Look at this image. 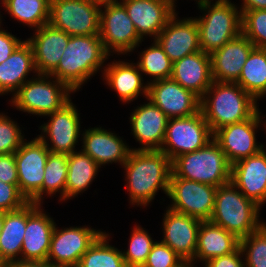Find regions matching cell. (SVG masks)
<instances>
[{"label":"cell","instance_id":"30","mask_svg":"<svg viewBox=\"0 0 266 267\" xmlns=\"http://www.w3.org/2000/svg\"><path fill=\"white\" fill-rule=\"evenodd\" d=\"M27 225V204L22 208L4 212L0 233V260L8 263L21 260L22 243Z\"/></svg>","mask_w":266,"mask_h":267},{"label":"cell","instance_id":"17","mask_svg":"<svg viewBox=\"0 0 266 267\" xmlns=\"http://www.w3.org/2000/svg\"><path fill=\"white\" fill-rule=\"evenodd\" d=\"M202 220L178 213L168 208L163 218V239L161 242L168 245L187 264L195 256L198 232Z\"/></svg>","mask_w":266,"mask_h":267},{"label":"cell","instance_id":"50","mask_svg":"<svg viewBox=\"0 0 266 267\" xmlns=\"http://www.w3.org/2000/svg\"><path fill=\"white\" fill-rule=\"evenodd\" d=\"M97 1H99V2H113V1H118V0H97Z\"/></svg>","mask_w":266,"mask_h":267},{"label":"cell","instance_id":"49","mask_svg":"<svg viewBox=\"0 0 266 267\" xmlns=\"http://www.w3.org/2000/svg\"><path fill=\"white\" fill-rule=\"evenodd\" d=\"M3 223H4V212L0 211V233L3 227Z\"/></svg>","mask_w":266,"mask_h":267},{"label":"cell","instance_id":"15","mask_svg":"<svg viewBox=\"0 0 266 267\" xmlns=\"http://www.w3.org/2000/svg\"><path fill=\"white\" fill-rule=\"evenodd\" d=\"M71 101L61 109L47 115L50 117L49 121L40 126L43 133L37 137L42 140L50 153L69 155L75 151L79 135H81L80 117L78 110ZM47 137L50 144L47 142Z\"/></svg>","mask_w":266,"mask_h":267},{"label":"cell","instance_id":"47","mask_svg":"<svg viewBox=\"0 0 266 267\" xmlns=\"http://www.w3.org/2000/svg\"><path fill=\"white\" fill-rule=\"evenodd\" d=\"M266 9V0H243L240 7L241 14L247 10Z\"/></svg>","mask_w":266,"mask_h":267},{"label":"cell","instance_id":"44","mask_svg":"<svg viewBox=\"0 0 266 267\" xmlns=\"http://www.w3.org/2000/svg\"><path fill=\"white\" fill-rule=\"evenodd\" d=\"M242 257L243 253L239 247L233 253L209 259L204 263V267H246L245 260H242Z\"/></svg>","mask_w":266,"mask_h":267},{"label":"cell","instance_id":"46","mask_svg":"<svg viewBox=\"0 0 266 267\" xmlns=\"http://www.w3.org/2000/svg\"><path fill=\"white\" fill-rule=\"evenodd\" d=\"M6 267H55L48 261H21L16 260L6 263Z\"/></svg>","mask_w":266,"mask_h":267},{"label":"cell","instance_id":"20","mask_svg":"<svg viewBox=\"0 0 266 267\" xmlns=\"http://www.w3.org/2000/svg\"><path fill=\"white\" fill-rule=\"evenodd\" d=\"M134 24L135 30L143 40L144 36L156 39L169 19L176 13L166 0H122Z\"/></svg>","mask_w":266,"mask_h":267},{"label":"cell","instance_id":"5","mask_svg":"<svg viewBox=\"0 0 266 267\" xmlns=\"http://www.w3.org/2000/svg\"><path fill=\"white\" fill-rule=\"evenodd\" d=\"M202 1L197 7L203 16L194 17L203 52L211 54L242 33V14L230 0Z\"/></svg>","mask_w":266,"mask_h":267},{"label":"cell","instance_id":"14","mask_svg":"<svg viewBox=\"0 0 266 267\" xmlns=\"http://www.w3.org/2000/svg\"><path fill=\"white\" fill-rule=\"evenodd\" d=\"M55 225L47 261L55 267L77 266L80 258L103 233L87 226L58 229Z\"/></svg>","mask_w":266,"mask_h":267},{"label":"cell","instance_id":"10","mask_svg":"<svg viewBox=\"0 0 266 267\" xmlns=\"http://www.w3.org/2000/svg\"><path fill=\"white\" fill-rule=\"evenodd\" d=\"M99 36L109 55L132 52L143 41L120 1L101 3Z\"/></svg>","mask_w":266,"mask_h":267},{"label":"cell","instance_id":"39","mask_svg":"<svg viewBox=\"0 0 266 267\" xmlns=\"http://www.w3.org/2000/svg\"><path fill=\"white\" fill-rule=\"evenodd\" d=\"M241 25L242 34L256 48L266 49V9L244 11Z\"/></svg>","mask_w":266,"mask_h":267},{"label":"cell","instance_id":"8","mask_svg":"<svg viewBox=\"0 0 266 267\" xmlns=\"http://www.w3.org/2000/svg\"><path fill=\"white\" fill-rule=\"evenodd\" d=\"M100 9L97 0H50L48 23L69 36L99 35Z\"/></svg>","mask_w":266,"mask_h":267},{"label":"cell","instance_id":"38","mask_svg":"<svg viewBox=\"0 0 266 267\" xmlns=\"http://www.w3.org/2000/svg\"><path fill=\"white\" fill-rule=\"evenodd\" d=\"M240 248L246 267H266V223L240 239Z\"/></svg>","mask_w":266,"mask_h":267},{"label":"cell","instance_id":"9","mask_svg":"<svg viewBox=\"0 0 266 267\" xmlns=\"http://www.w3.org/2000/svg\"><path fill=\"white\" fill-rule=\"evenodd\" d=\"M213 139V133L201 110L188 117L169 118L161 151L171 161L179 155L194 152Z\"/></svg>","mask_w":266,"mask_h":267},{"label":"cell","instance_id":"36","mask_svg":"<svg viewBox=\"0 0 266 267\" xmlns=\"http://www.w3.org/2000/svg\"><path fill=\"white\" fill-rule=\"evenodd\" d=\"M139 56L136 64L141 73L152 76L151 82L171 78L173 63L156 40Z\"/></svg>","mask_w":266,"mask_h":267},{"label":"cell","instance_id":"34","mask_svg":"<svg viewBox=\"0 0 266 267\" xmlns=\"http://www.w3.org/2000/svg\"><path fill=\"white\" fill-rule=\"evenodd\" d=\"M109 234L103 232L83 254L78 267H127L122 250L109 244Z\"/></svg>","mask_w":266,"mask_h":267},{"label":"cell","instance_id":"18","mask_svg":"<svg viewBox=\"0 0 266 267\" xmlns=\"http://www.w3.org/2000/svg\"><path fill=\"white\" fill-rule=\"evenodd\" d=\"M41 205L27 203V225L21 250V261H47L56 223L44 213Z\"/></svg>","mask_w":266,"mask_h":267},{"label":"cell","instance_id":"4","mask_svg":"<svg viewBox=\"0 0 266 267\" xmlns=\"http://www.w3.org/2000/svg\"><path fill=\"white\" fill-rule=\"evenodd\" d=\"M260 209L232 183L217 187L210 221L234 234L239 240L258 230Z\"/></svg>","mask_w":266,"mask_h":267},{"label":"cell","instance_id":"45","mask_svg":"<svg viewBox=\"0 0 266 267\" xmlns=\"http://www.w3.org/2000/svg\"><path fill=\"white\" fill-rule=\"evenodd\" d=\"M23 41L7 30H3L0 24V64L8 59Z\"/></svg>","mask_w":266,"mask_h":267},{"label":"cell","instance_id":"25","mask_svg":"<svg viewBox=\"0 0 266 267\" xmlns=\"http://www.w3.org/2000/svg\"><path fill=\"white\" fill-rule=\"evenodd\" d=\"M82 148L100 167L109 163H120L122 166L131 148L115 133L102 127L90 128L81 134Z\"/></svg>","mask_w":266,"mask_h":267},{"label":"cell","instance_id":"21","mask_svg":"<svg viewBox=\"0 0 266 267\" xmlns=\"http://www.w3.org/2000/svg\"><path fill=\"white\" fill-rule=\"evenodd\" d=\"M231 182L262 208L266 203V150L232 164Z\"/></svg>","mask_w":266,"mask_h":267},{"label":"cell","instance_id":"23","mask_svg":"<svg viewBox=\"0 0 266 267\" xmlns=\"http://www.w3.org/2000/svg\"><path fill=\"white\" fill-rule=\"evenodd\" d=\"M35 31V34L26 41L33 50L37 74L50 75L57 68L70 36L49 23Z\"/></svg>","mask_w":266,"mask_h":267},{"label":"cell","instance_id":"29","mask_svg":"<svg viewBox=\"0 0 266 267\" xmlns=\"http://www.w3.org/2000/svg\"><path fill=\"white\" fill-rule=\"evenodd\" d=\"M31 71L37 74L33 50L31 45L24 40L9 58L0 64V95L8 94V92L13 95L28 81L27 76Z\"/></svg>","mask_w":266,"mask_h":267},{"label":"cell","instance_id":"2","mask_svg":"<svg viewBox=\"0 0 266 267\" xmlns=\"http://www.w3.org/2000/svg\"><path fill=\"white\" fill-rule=\"evenodd\" d=\"M257 107V100L251 94L230 82L213 81L200 102V110L212 133L225 125L249 119Z\"/></svg>","mask_w":266,"mask_h":267},{"label":"cell","instance_id":"6","mask_svg":"<svg viewBox=\"0 0 266 267\" xmlns=\"http://www.w3.org/2000/svg\"><path fill=\"white\" fill-rule=\"evenodd\" d=\"M172 173L215 187L231 182V164L214 139L199 150L176 157L172 161Z\"/></svg>","mask_w":266,"mask_h":267},{"label":"cell","instance_id":"48","mask_svg":"<svg viewBox=\"0 0 266 267\" xmlns=\"http://www.w3.org/2000/svg\"><path fill=\"white\" fill-rule=\"evenodd\" d=\"M174 9H175V7L177 6V5H175V1L176 0H166ZM202 1H204V0H197L196 2H197V4L199 5Z\"/></svg>","mask_w":266,"mask_h":267},{"label":"cell","instance_id":"32","mask_svg":"<svg viewBox=\"0 0 266 267\" xmlns=\"http://www.w3.org/2000/svg\"><path fill=\"white\" fill-rule=\"evenodd\" d=\"M257 101L266 95V49L254 48L249 54L238 81Z\"/></svg>","mask_w":266,"mask_h":267},{"label":"cell","instance_id":"42","mask_svg":"<svg viewBox=\"0 0 266 267\" xmlns=\"http://www.w3.org/2000/svg\"><path fill=\"white\" fill-rule=\"evenodd\" d=\"M27 203V199L19 191L18 184L0 181V211H14Z\"/></svg>","mask_w":266,"mask_h":267},{"label":"cell","instance_id":"28","mask_svg":"<svg viewBox=\"0 0 266 267\" xmlns=\"http://www.w3.org/2000/svg\"><path fill=\"white\" fill-rule=\"evenodd\" d=\"M239 247L240 240L234 234L210 220L202 221L198 232L196 253L188 267H194L196 260L206 263L214 257L233 253Z\"/></svg>","mask_w":266,"mask_h":267},{"label":"cell","instance_id":"27","mask_svg":"<svg viewBox=\"0 0 266 267\" xmlns=\"http://www.w3.org/2000/svg\"><path fill=\"white\" fill-rule=\"evenodd\" d=\"M103 79L111 89L117 92L122 102H133L142 94L147 99L148 83L144 84L143 76L136 63L116 61L104 66Z\"/></svg>","mask_w":266,"mask_h":267},{"label":"cell","instance_id":"53","mask_svg":"<svg viewBox=\"0 0 266 267\" xmlns=\"http://www.w3.org/2000/svg\"><path fill=\"white\" fill-rule=\"evenodd\" d=\"M0 1H1V3H0V4H2V0H0ZM1 17H2V16L0 15V24L2 23V21H1Z\"/></svg>","mask_w":266,"mask_h":267},{"label":"cell","instance_id":"43","mask_svg":"<svg viewBox=\"0 0 266 267\" xmlns=\"http://www.w3.org/2000/svg\"><path fill=\"white\" fill-rule=\"evenodd\" d=\"M0 181L18 184L17 165L14 153L0 155Z\"/></svg>","mask_w":266,"mask_h":267},{"label":"cell","instance_id":"52","mask_svg":"<svg viewBox=\"0 0 266 267\" xmlns=\"http://www.w3.org/2000/svg\"><path fill=\"white\" fill-rule=\"evenodd\" d=\"M264 122H265V123H264ZM264 122L262 121L263 124H261V125H265V128H266V121H264ZM265 146H266V145H265ZM263 149L266 150V148H263Z\"/></svg>","mask_w":266,"mask_h":267},{"label":"cell","instance_id":"13","mask_svg":"<svg viewBox=\"0 0 266 267\" xmlns=\"http://www.w3.org/2000/svg\"><path fill=\"white\" fill-rule=\"evenodd\" d=\"M260 114L258 106L257 112L249 119L225 125L213 133V139L219 144L231 165L263 149L264 144L259 145L256 141V130L261 127L262 121Z\"/></svg>","mask_w":266,"mask_h":267},{"label":"cell","instance_id":"31","mask_svg":"<svg viewBox=\"0 0 266 267\" xmlns=\"http://www.w3.org/2000/svg\"><path fill=\"white\" fill-rule=\"evenodd\" d=\"M101 168L82 150L68 155V173L65 187V200L76 197L88 189Z\"/></svg>","mask_w":266,"mask_h":267},{"label":"cell","instance_id":"19","mask_svg":"<svg viewBox=\"0 0 266 267\" xmlns=\"http://www.w3.org/2000/svg\"><path fill=\"white\" fill-rule=\"evenodd\" d=\"M175 13L155 39L174 63L184 56L201 51L195 18L178 19Z\"/></svg>","mask_w":266,"mask_h":267},{"label":"cell","instance_id":"33","mask_svg":"<svg viewBox=\"0 0 266 267\" xmlns=\"http://www.w3.org/2000/svg\"><path fill=\"white\" fill-rule=\"evenodd\" d=\"M2 4L12 18L35 30L49 22L50 0H2Z\"/></svg>","mask_w":266,"mask_h":267},{"label":"cell","instance_id":"22","mask_svg":"<svg viewBox=\"0 0 266 267\" xmlns=\"http://www.w3.org/2000/svg\"><path fill=\"white\" fill-rule=\"evenodd\" d=\"M131 113L130 124L133 136L142 145L132 150H160L163 145L168 117L147 99Z\"/></svg>","mask_w":266,"mask_h":267},{"label":"cell","instance_id":"12","mask_svg":"<svg viewBox=\"0 0 266 267\" xmlns=\"http://www.w3.org/2000/svg\"><path fill=\"white\" fill-rule=\"evenodd\" d=\"M216 191L215 186L176 177L171 173L167 196L172 204L168 208L202 221L210 220Z\"/></svg>","mask_w":266,"mask_h":267},{"label":"cell","instance_id":"41","mask_svg":"<svg viewBox=\"0 0 266 267\" xmlns=\"http://www.w3.org/2000/svg\"><path fill=\"white\" fill-rule=\"evenodd\" d=\"M144 267H188V264L168 245L156 241Z\"/></svg>","mask_w":266,"mask_h":267},{"label":"cell","instance_id":"40","mask_svg":"<svg viewBox=\"0 0 266 267\" xmlns=\"http://www.w3.org/2000/svg\"><path fill=\"white\" fill-rule=\"evenodd\" d=\"M10 119L0 113V155L15 153L25 140L18 123Z\"/></svg>","mask_w":266,"mask_h":267},{"label":"cell","instance_id":"3","mask_svg":"<svg viewBox=\"0 0 266 267\" xmlns=\"http://www.w3.org/2000/svg\"><path fill=\"white\" fill-rule=\"evenodd\" d=\"M109 56L99 35L70 36L57 68L50 75L76 92L102 69Z\"/></svg>","mask_w":266,"mask_h":267},{"label":"cell","instance_id":"7","mask_svg":"<svg viewBox=\"0 0 266 267\" xmlns=\"http://www.w3.org/2000/svg\"><path fill=\"white\" fill-rule=\"evenodd\" d=\"M34 76L13 94V98L11 97V105L17 110L47 116L71 100L70 94L74 92L63 82L47 74Z\"/></svg>","mask_w":266,"mask_h":267},{"label":"cell","instance_id":"16","mask_svg":"<svg viewBox=\"0 0 266 267\" xmlns=\"http://www.w3.org/2000/svg\"><path fill=\"white\" fill-rule=\"evenodd\" d=\"M148 82V97L168 118L188 117L200 111L201 98L172 78Z\"/></svg>","mask_w":266,"mask_h":267},{"label":"cell","instance_id":"11","mask_svg":"<svg viewBox=\"0 0 266 267\" xmlns=\"http://www.w3.org/2000/svg\"><path fill=\"white\" fill-rule=\"evenodd\" d=\"M50 151L39 137L23 141L14 153L17 165L18 188L28 202L42 205L44 169Z\"/></svg>","mask_w":266,"mask_h":267},{"label":"cell","instance_id":"51","mask_svg":"<svg viewBox=\"0 0 266 267\" xmlns=\"http://www.w3.org/2000/svg\"><path fill=\"white\" fill-rule=\"evenodd\" d=\"M0 267H6V263L0 260Z\"/></svg>","mask_w":266,"mask_h":267},{"label":"cell","instance_id":"24","mask_svg":"<svg viewBox=\"0 0 266 267\" xmlns=\"http://www.w3.org/2000/svg\"><path fill=\"white\" fill-rule=\"evenodd\" d=\"M255 48L242 33L210 54L212 78L217 82L236 83L242 68Z\"/></svg>","mask_w":266,"mask_h":267},{"label":"cell","instance_id":"37","mask_svg":"<svg viewBox=\"0 0 266 267\" xmlns=\"http://www.w3.org/2000/svg\"><path fill=\"white\" fill-rule=\"evenodd\" d=\"M141 226H135L129 239L128 249L122 251L127 267L143 266L153 245L156 243Z\"/></svg>","mask_w":266,"mask_h":267},{"label":"cell","instance_id":"1","mask_svg":"<svg viewBox=\"0 0 266 267\" xmlns=\"http://www.w3.org/2000/svg\"><path fill=\"white\" fill-rule=\"evenodd\" d=\"M132 205L147 206L158 190L168 195L172 161L161 150H132L122 165Z\"/></svg>","mask_w":266,"mask_h":267},{"label":"cell","instance_id":"35","mask_svg":"<svg viewBox=\"0 0 266 267\" xmlns=\"http://www.w3.org/2000/svg\"><path fill=\"white\" fill-rule=\"evenodd\" d=\"M67 173L68 155L49 153L44 169L42 197L44 193L52 196L60 192V201H65Z\"/></svg>","mask_w":266,"mask_h":267},{"label":"cell","instance_id":"26","mask_svg":"<svg viewBox=\"0 0 266 267\" xmlns=\"http://www.w3.org/2000/svg\"><path fill=\"white\" fill-rule=\"evenodd\" d=\"M171 78L201 98L213 83L210 54L201 50L174 62Z\"/></svg>","mask_w":266,"mask_h":267}]
</instances>
